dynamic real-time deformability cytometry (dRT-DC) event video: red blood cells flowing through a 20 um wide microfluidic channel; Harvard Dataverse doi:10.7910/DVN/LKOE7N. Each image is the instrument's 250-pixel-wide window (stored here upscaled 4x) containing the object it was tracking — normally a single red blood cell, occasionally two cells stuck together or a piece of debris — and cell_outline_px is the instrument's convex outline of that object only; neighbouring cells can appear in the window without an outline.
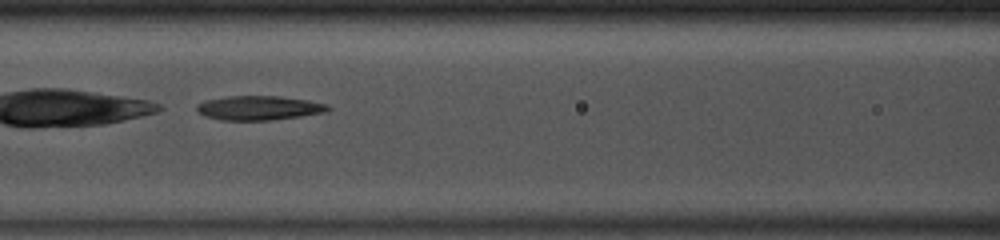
{"species": "common noctule bat (a hibernating species)", "species_latin": "Nyctalus noctula", "temperature_condition": "room temperature", "stored_images_in_passage": 29, "camera_frame_rate_fps": 3000, "um_per_image_px": 0.085, "animal": {"sex": "male", "body_mass_g": 13.0, "forearm_length_mm": 53.1}, "frame": {"image": 1, "passage_image": 9, "time_ms": 2.667, "image_size_px": [1000, 240], "cell_outline_px": [[332, 108], [328, 112], [272, 120], [220, 120], [204, 116], [196, 108], [196, 104], [208, 100], [228, 96], [280, 96], [308, 100], [328, 104]], "centroid_in_image_um": [22.06, 9.17], "position_along_channel_um": 144.5, "area_um2": 18.61}}